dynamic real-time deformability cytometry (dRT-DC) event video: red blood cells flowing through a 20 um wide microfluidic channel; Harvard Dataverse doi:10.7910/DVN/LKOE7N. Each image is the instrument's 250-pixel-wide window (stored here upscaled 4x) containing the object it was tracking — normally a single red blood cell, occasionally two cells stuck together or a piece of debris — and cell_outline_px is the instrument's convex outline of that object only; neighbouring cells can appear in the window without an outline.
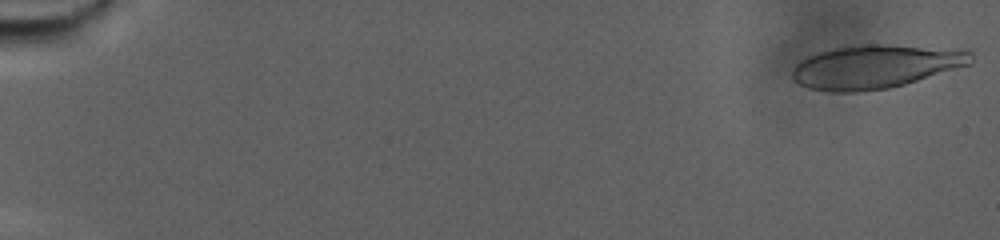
{"species": "human", "species_latin": "Homo sapiens", "temperature_condition": "warm", "stored_images_in_passage": 84, "camera_frame_rate_fps": 3000, "um_per_image_px": 0.085, "donor": {"sex": "male"}, "frame": {"image": 1, "passage_image": 1, "time_ms": 0.0, "image_size_px": [1000, 240], "cell_outline_px": [[972, 64], [904, 84], [888, 88], [856, 92], [828, 92], [808, 88], [800, 84], [792, 76], [792, 68], [800, 60], [820, 52], [852, 44], [884, 44], [968, 48], [972, 52]], "centroid_in_image_um": [74.48, 5.64], "position_along_channel_um": 10.5, "area_um2": 45.89}}
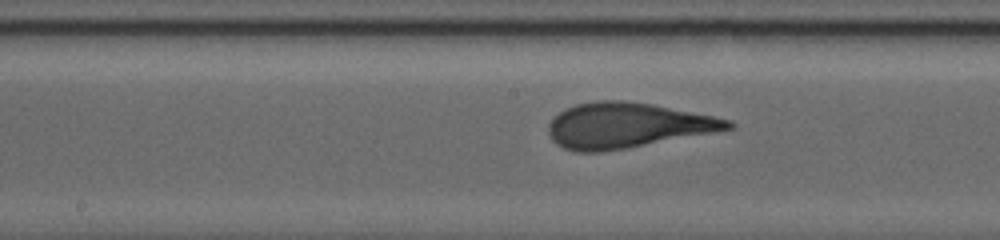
{"frame": {"image": 2, "passage_image": 46, "time_ms": 15.0, "image_size_px": [1000, 240], "cell_outline_px": [[736, 124], [732, 128], [712, 132], [628, 148], [600, 152], [576, 152], [564, 148], [556, 144], [552, 140], [548, 132], [548, 124], [564, 108], [576, 104], [596, 100], [628, 100], [652, 104], [732, 120]], "centroid_in_image_um": [53.26, 10.65], "position_along_channel_um": 194.9, "area_um2": 47.16}}
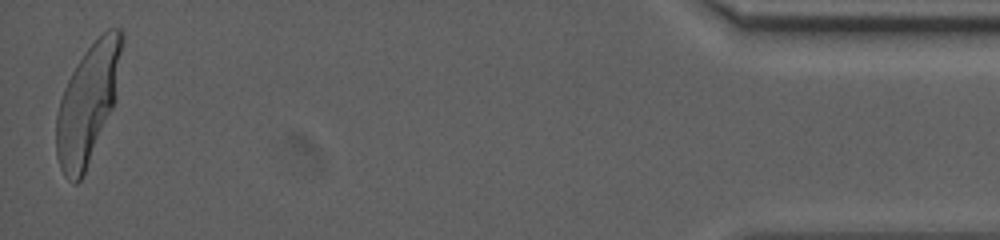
{"frame": {"image": 3, "passage_image": 83, "time_ms": 27.333, "image_size_px": [1000, 240], "cell_outline_px": [[124, 40], [116, 100], [84, 172], [80, 180], [76, 184], [72, 184], [64, 176], [60, 168], [56, 156], [56, 112], [64, 88], [76, 64], [84, 52], [108, 28], [120, 28], [124, 32]], "centroid_in_image_um": [7.47, 8.77], "position_along_channel_um": 427.7, "area_um2": 45.26}}